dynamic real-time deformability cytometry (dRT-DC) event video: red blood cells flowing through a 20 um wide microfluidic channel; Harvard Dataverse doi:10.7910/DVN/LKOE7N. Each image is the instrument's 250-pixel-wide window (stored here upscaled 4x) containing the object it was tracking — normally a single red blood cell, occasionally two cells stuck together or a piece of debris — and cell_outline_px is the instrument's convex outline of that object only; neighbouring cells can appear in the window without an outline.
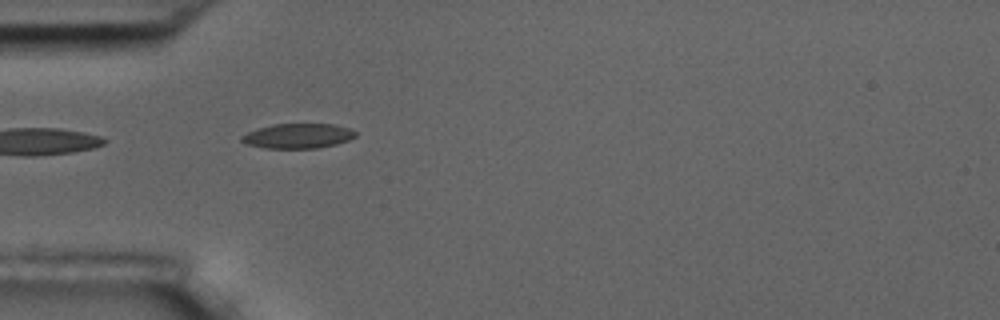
{"species": "common noctule bat (a hibernating species)", "species_latin": "Nyctalus noctula", "temperature_condition": "room temperature", "stored_images_in_passage": 10, "camera_frame_rate_fps": 3000, "um_per_image_px": 0.085, "animal": {"sex": "male", "body_mass_g": 17.5, "forearm_length_mm": 52.3}, "frame": {"image": 1, "passage_image": 5, "time_ms": 5.333, "image_size_px": [1000, 320], "cell_outline_px": [[356, 136], [348, 140], [336, 144], [316, 148], [264, 148], [244, 144], [240, 140], [240, 136], [248, 132], [272, 124], [336, 124], [348, 128], [356, 132]], "centroid_in_image_um": [25.3, 11.56], "position_along_channel_um": 59.7, "area_um2": 16.47}}
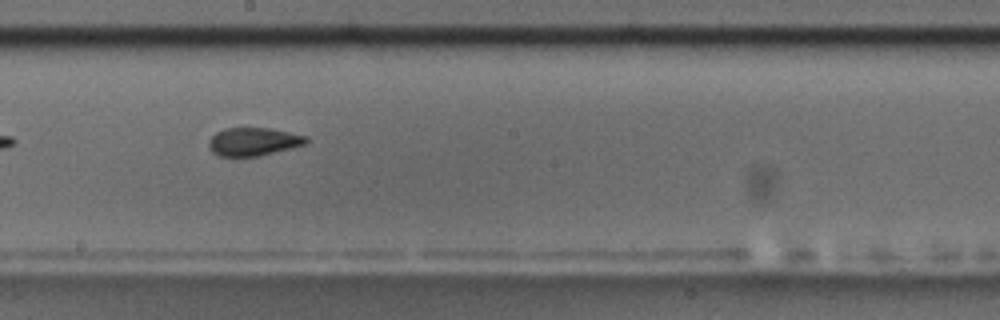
{"frame": {"image": 2, "passage_image": 9, "time_ms": 10.0, "image_size_px": [1000, 320], "cell_outline_px": [[308, 140], [304, 144], [292, 148], [256, 156], [220, 156], [212, 152], [208, 148], [208, 140], [216, 132], [224, 128], [268, 128], [308, 136]], "centroid_in_image_um": [21.5, 12.03], "position_along_channel_um": 226.7, "area_um2": 15.9}}
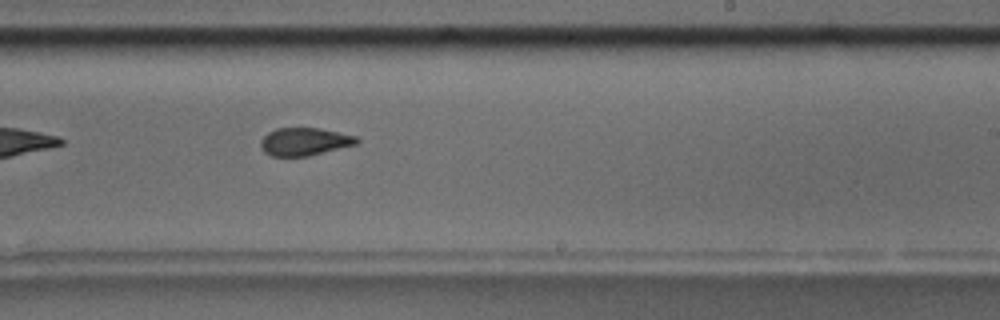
{"frame": {"image": 3, "passage_image": 10, "time_ms": 11.0, "image_size_px": [1000, 320], "cell_outline_px": [[360, 140], [356, 144], [308, 156], [272, 156], [264, 152], [260, 148], [260, 140], [268, 132], [276, 128], [320, 128], [356, 136]], "centroid_in_image_um": [25.85, 12.03], "position_along_channel_um": 263.2, "area_um2": 15.55}}